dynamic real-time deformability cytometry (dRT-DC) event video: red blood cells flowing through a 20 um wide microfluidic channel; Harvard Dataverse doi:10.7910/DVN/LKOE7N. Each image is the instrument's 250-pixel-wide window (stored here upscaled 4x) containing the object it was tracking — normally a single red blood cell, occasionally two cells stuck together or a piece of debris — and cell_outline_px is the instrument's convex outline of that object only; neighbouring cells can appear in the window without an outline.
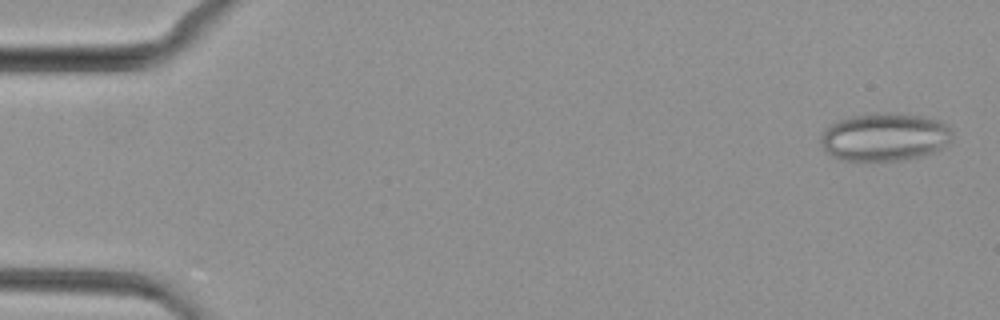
{"species": "common noctule bat (a hibernating species)", "species_latin": "Nyctalus noctula", "temperature_condition": "cold", "stored_images_in_passage": 49, "camera_frame_rate_fps": 3000, "um_per_image_px": 0.085, "animal": {"sex": "female", "body_mass_g": 29.2, "forearm_length_mm": 56.3}, "frame": {"image": 1, "passage_image": 2, "time_ms": 0.333, "image_size_px": [1000, 320], "cell_outline_px": [[952, 140], [944, 148], [920, 156], [900, 160], [844, 160], [832, 156], [824, 148], [820, 140], [820, 136], [832, 124], [848, 116], [876, 112], [888, 112], [924, 116], [940, 120], [948, 124], [952, 132]], "centroid_in_image_um": [75.25, 11.62], "position_along_channel_um": 9.7, "area_um2": 36.93}}
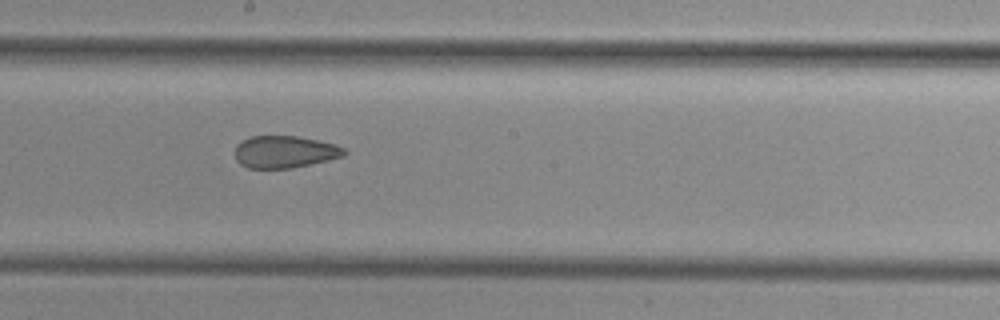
{"frame": {"image": 2, "passage_image": 27, "time_ms": 8.667, "image_size_px": [1000, 320], "cell_outline_px": [[348, 152], [344, 156], [328, 160], [292, 168], [248, 168], [240, 164], [236, 160], [236, 144], [252, 136], [296, 136], [336, 144], [344, 148]], "centroid_in_image_um": [24.22, 12.91], "position_along_channel_um": 224.0, "area_um2": 20.4}}
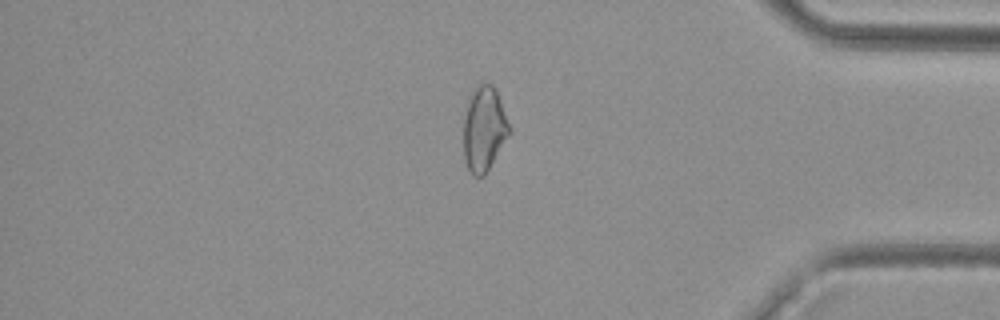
{"frame": {"image": 3, "passage_image": 41, "time_ms": 13.333, "image_size_px": [1000, 320], "cell_outline_px": [[512, 132], [484, 176], [476, 176], [468, 168], [464, 156], [464, 120], [468, 104], [472, 92], [484, 80], [492, 84], [496, 88]], "centroid_in_image_um": [41.18, 10.94], "position_along_channel_um": 394.0, "area_um2": 22.48}}